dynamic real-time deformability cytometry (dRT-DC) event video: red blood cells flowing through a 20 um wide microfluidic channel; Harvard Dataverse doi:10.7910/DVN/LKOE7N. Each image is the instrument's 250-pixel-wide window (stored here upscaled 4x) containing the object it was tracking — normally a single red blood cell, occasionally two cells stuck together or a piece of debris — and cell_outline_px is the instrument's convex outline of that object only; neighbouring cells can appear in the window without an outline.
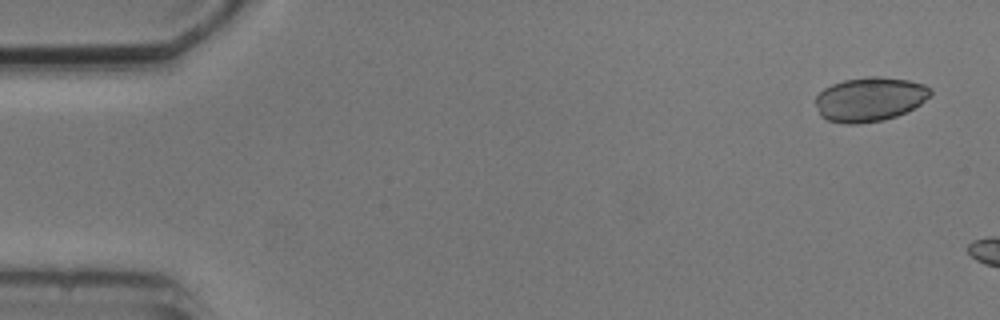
{"species": "common noctule bat (a hibernating species)", "species_latin": "Nyctalus noctula", "temperature_condition": "cold", "stored_images_in_passage": 4, "camera_frame_rate_fps": 3000, "um_per_image_px": 0.085, "animal": {"sex": "male", "body_mass_g": 20.5, "forearm_length_mm": 52.5}, "frame": {"image": 1, "passage_image": 1, "time_ms": 0.0, "image_size_px": [1000, 320], "cell_outline_px": [[932, 92], [920, 104], [896, 116], [884, 120], [856, 124], [844, 124], [828, 120], [820, 116], [816, 104], [816, 96], [824, 88], [832, 84], [844, 80], [868, 76], [876, 76], [908, 80], [924, 84], [932, 88]], "centroid_in_image_um": [73.91, 8.43], "position_along_channel_um": 11.1, "area_um2": 29.54}}